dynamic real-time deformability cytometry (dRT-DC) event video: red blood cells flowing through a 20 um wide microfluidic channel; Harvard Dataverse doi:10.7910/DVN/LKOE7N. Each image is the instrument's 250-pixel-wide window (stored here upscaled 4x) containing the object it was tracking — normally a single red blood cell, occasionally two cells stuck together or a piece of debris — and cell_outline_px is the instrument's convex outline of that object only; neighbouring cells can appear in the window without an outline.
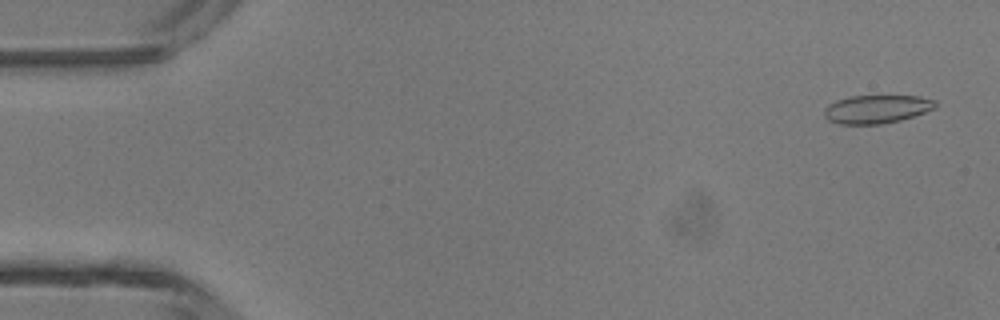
{"species": "common noctule bat (a hibernating species)", "species_latin": "Nyctalus noctula", "temperature_condition": "room temperature", "stored_images_in_passage": 48, "camera_frame_rate_fps": 3000, "um_per_image_px": 0.085, "animal": {"sex": "male", "body_mass_g": 13.3}, "frame": {"image": 1, "passage_image": 2, "time_ms": 0.333, "image_size_px": [1000, 320], "cell_outline_px": [[936, 108], [900, 120], [880, 124], [840, 124], [828, 120], [824, 116], [824, 108], [828, 104], [836, 100], [852, 96], [920, 96], [936, 100]], "centroid_in_image_um": [74.5, 9.27], "position_along_channel_um": 10.5, "area_um2": 18.32}}
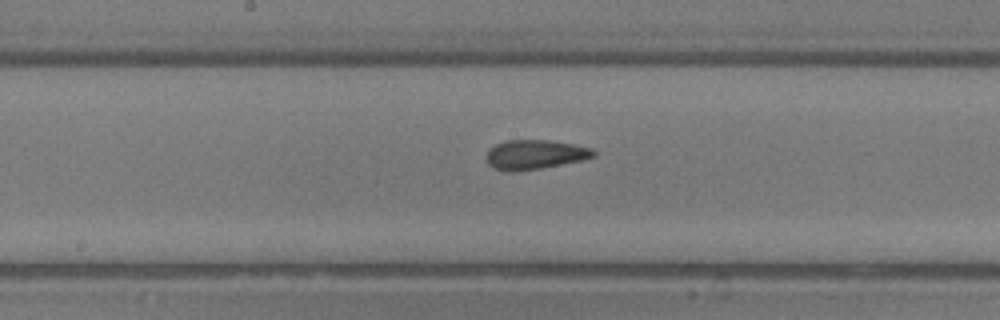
{"frame": {"image": 2, "passage_image": 24, "time_ms": 7.667, "image_size_px": [1000, 320], "cell_outline_px": [[596, 156], [584, 160], [540, 168], [512, 172], [508, 172], [492, 168], [488, 164], [484, 156], [496, 144], [508, 140], [548, 140], [572, 144], [592, 148], [596, 152]], "centroid_in_image_um": [45.46, 13.15], "position_along_channel_um": 202.7, "area_um2": 18.44}}
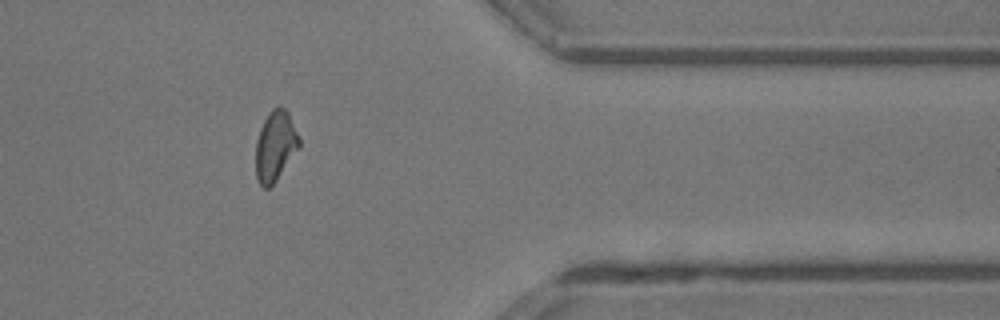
{"frame": {"image": 3, "passage_image": 38, "time_ms": 12.333, "image_size_px": [1000, 320], "cell_outline_px": [[300, 148], [276, 180], [268, 188], [264, 188], [256, 180], [256, 140], [260, 128], [264, 120], [272, 108], [280, 104], [288, 112], [300, 140]], "centroid_in_image_um": [23.4, 12.4], "position_along_channel_um": 388.0, "area_um2": 17.8}}